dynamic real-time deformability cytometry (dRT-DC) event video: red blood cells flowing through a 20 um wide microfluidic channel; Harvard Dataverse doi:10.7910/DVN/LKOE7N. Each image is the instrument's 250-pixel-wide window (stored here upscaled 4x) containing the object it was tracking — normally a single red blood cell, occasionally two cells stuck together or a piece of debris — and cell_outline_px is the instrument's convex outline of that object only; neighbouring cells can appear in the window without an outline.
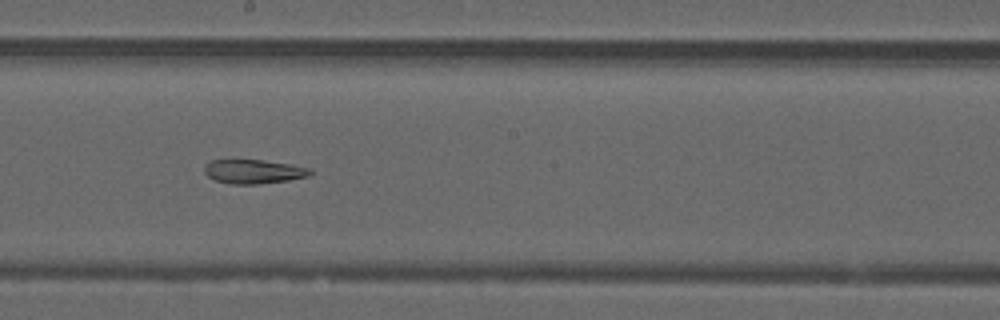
{"species": "common noctule bat (a hibernating species)", "species_latin": "Nyctalus noctula", "temperature_condition": "warm", "stored_images_in_passage": 50, "segment_of_instrument_passage": [2, 2], "camera_frame_rate_fps": 3000, "um_per_image_px": 0.085, "animal": {"sex": "male", "forearm_length_mm": 52.5}, "frame": {"image": 1, "passage_image": 27, "time_ms": 8.667, "image_size_px": [1000, 320], "cell_outline_px": [[312, 172], [308, 176], [288, 180], [256, 184], [228, 184], [216, 180], [208, 176], [204, 172], [204, 164], [212, 160], [264, 160], [292, 164], [312, 168]], "centroid_in_image_um": [21.56, 14.57], "position_along_channel_um": 226.6, "area_um2": 14.91}}
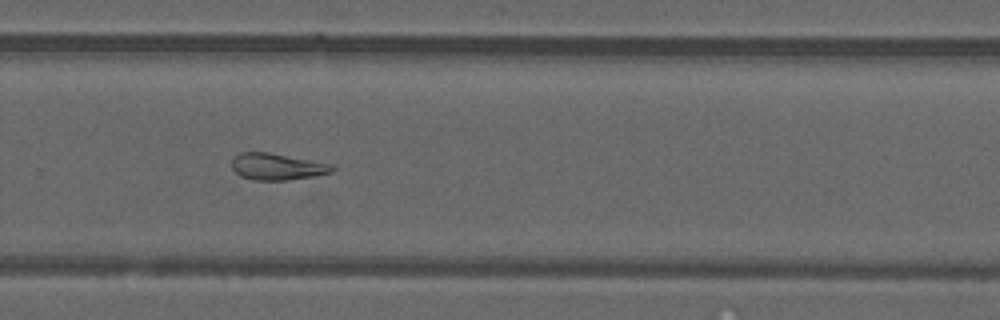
{"frame": {"image": 2, "passage_image": 33, "time_ms": 10.667, "image_size_px": [1000, 320], "cell_outline_px": [[336, 168], [332, 172], [312, 176], [288, 180], [256, 180], [240, 176], [232, 168], [232, 160], [240, 152], [268, 152], [336, 164]], "centroid_in_image_um": [23.6, 14.15], "position_along_channel_um": 306.2, "area_um2": 15.66}}
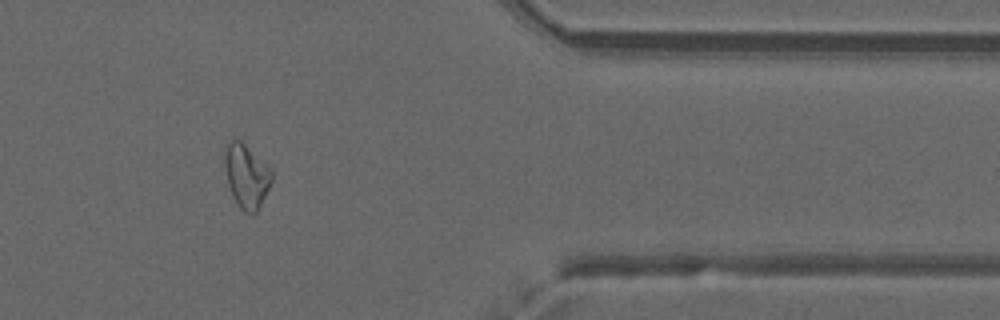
{"frame": {"image": 3, "passage_image": 41, "time_ms": 13.333, "image_size_px": [1000, 320], "cell_outline_px": [[272, 180], [256, 212], [244, 212], [236, 204], [232, 196], [228, 184], [224, 164], [224, 152], [228, 140], [240, 140], [268, 164], [272, 168]], "centroid_in_image_um": [20.93, 14.92], "position_along_channel_um": 390.5, "area_um2": 17.46}}